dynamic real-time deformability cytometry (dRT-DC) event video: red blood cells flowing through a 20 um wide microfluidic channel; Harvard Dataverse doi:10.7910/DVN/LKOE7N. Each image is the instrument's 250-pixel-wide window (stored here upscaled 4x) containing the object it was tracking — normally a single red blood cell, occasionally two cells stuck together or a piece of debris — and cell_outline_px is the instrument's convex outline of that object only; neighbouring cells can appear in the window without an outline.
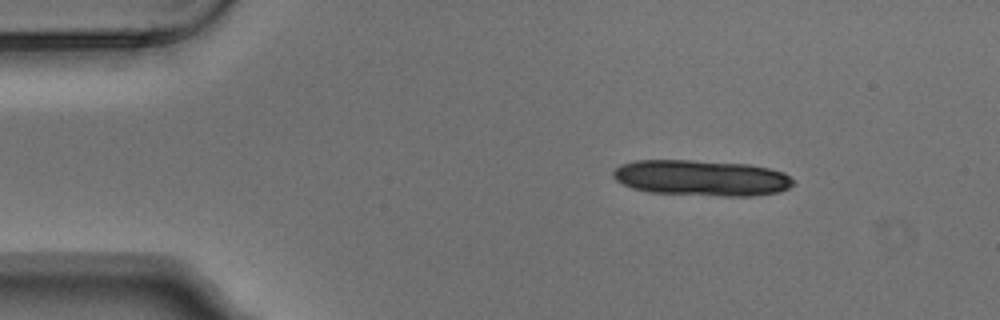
{"species": "Egyptian fruit bat (a non-hibernating species)", "species_latin": "Rousettus aegyptiacus", "temperature_condition": "warm", "stored_images_in_passage": 4, "camera_frame_rate_fps": 3000, "um_per_image_px": 0.085, "animal": {"sex": "male"}, "frame": {"image": 1, "passage_image": 1, "time_ms": 0.0, "image_size_px": [1000, 320], "cell_outline_px": [[796, 184], [788, 188], [776, 192], [752, 196], [720, 196], [648, 192], [632, 188], [616, 180], [612, 176], [612, 172], [620, 164], [636, 160], [692, 160], [748, 164], [768, 168], [784, 172]], "centroid_in_image_um": [59.6, 15.12], "position_along_channel_um": 25.4, "area_um2": 37.69}}
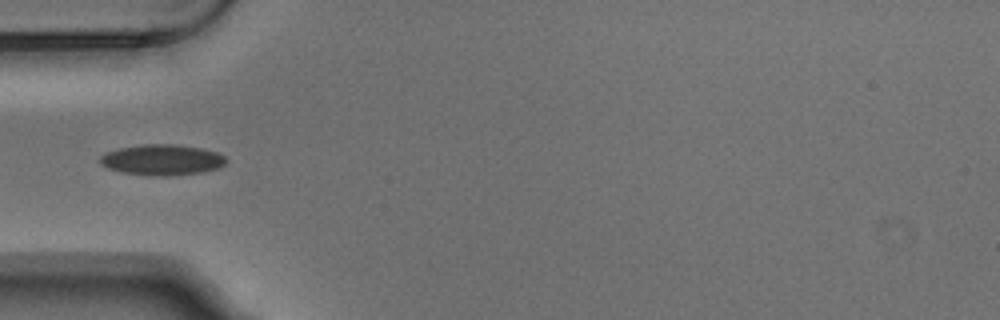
{"frame": {"image": 2, "passage_image": 4, "time_ms": 1.0, "image_size_px": [1000, 320], "cell_outline_px": [[228, 160], [220, 168], [200, 172], [168, 176], [156, 176], [124, 172], [108, 168], [100, 164], [100, 156], [108, 152], [120, 148], [144, 144], [176, 144], [200, 148], [216, 152], [224, 156]], "centroid_in_image_um": [13.8, 13.58], "position_along_channel_um": 71.2, "area_um2": 22.37}}